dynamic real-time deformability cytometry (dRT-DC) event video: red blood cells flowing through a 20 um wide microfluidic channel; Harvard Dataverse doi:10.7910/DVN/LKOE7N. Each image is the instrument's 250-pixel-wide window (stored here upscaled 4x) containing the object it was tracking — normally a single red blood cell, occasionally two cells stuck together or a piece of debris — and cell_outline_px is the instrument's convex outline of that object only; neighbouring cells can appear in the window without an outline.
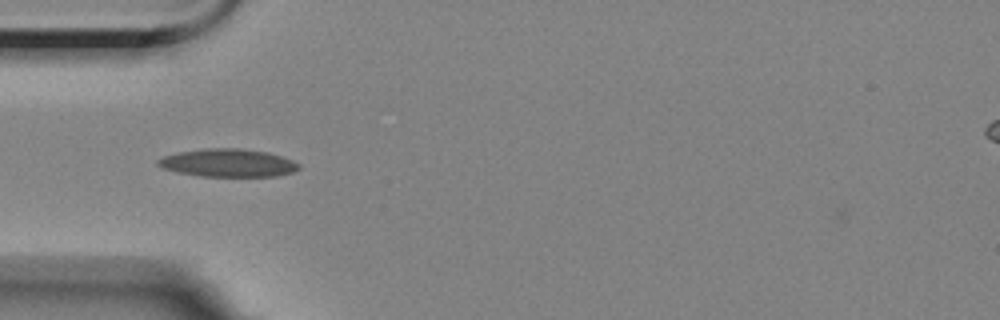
{"species": "Egyptian fruit bat (a non-hibernating species)", "species_latin": "Rousettus aegyptiacus", "temperature_condition": "room temperature", "stored_images_in_passage": 3, "camera_frame_rate_fps": 3000, "um_per_image_px": 0.085, "animal": {"sex": "female"}, "frame": {"image": 1, "passage_image": 1, "time_ms": 0.0, "image_size_px": [1000, 320], "cell_outline_px": [[300, 168], [292, 172], [276, 176], [200, 176], [176, 172], [164, 168], [156, 164], [156, 160], [164, 156], [176, 152], [204, 148], [240, 148], [268, 152], [292, 160], [300, 164]], "centroid_in_image_um": [19.35, 13.84], "position_along_channel_um": 65.6, "area_um2": 23.0}}
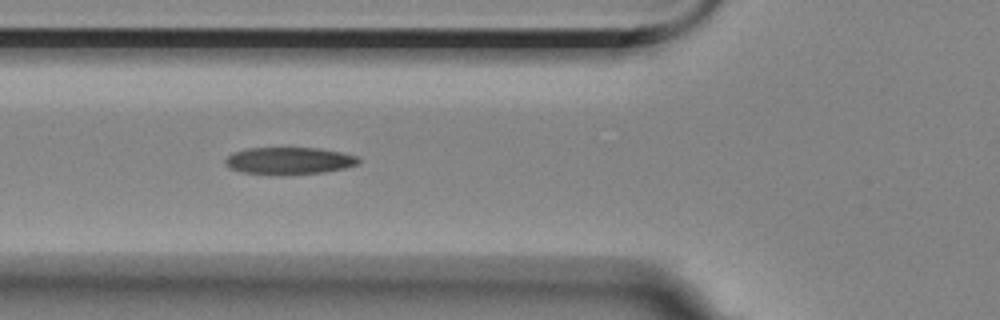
{"frame": {"image": 2, "passage_image": 2, "time_ms": 1.0, "image_size_px": [1000, 320], "cell_outline_px": [[360, 160], [356, 164], [344, 168], [324, 172], [284, 176], [276, 176], [244, 172], [228, 168], [224, 164], [224, 160], [232, 152], [244, 148], [320, 148], [340, 152], [356, 156]], "centroid_in_image_um": [24.5, 13.68], "position_along_channel_um": 101.3, "area_um2": 21.44}}
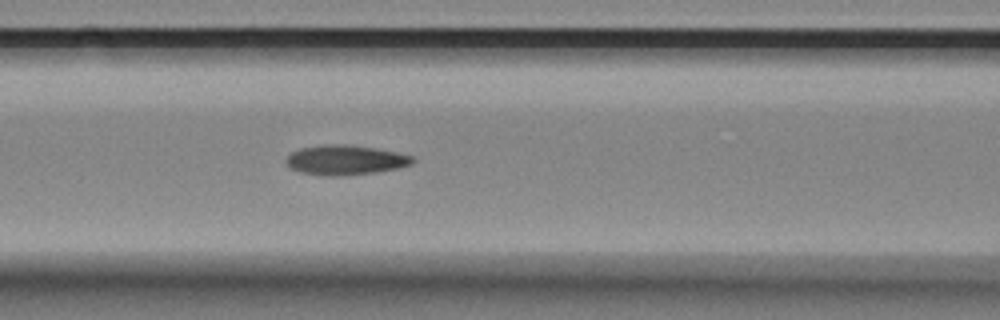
{"frame": {"image": 3, "passage_image": 3, "time_ms": 2.0, "image_size_px": [1000, 320], "cell_outline_px": [[416, 160], [412, 164], [400, 168], [376, 172], [336, 176], [328, 176], [300, 172], [292, 168], [284, 160], [292, 152], [300, 148], [332, 144], [344, 144], [376, 148], [396, 152], [412, 156]], "centroid_in_image_um": [29.39, 13.6], "position_along_channel_um": 137.2, "area_um2": 21.79}}